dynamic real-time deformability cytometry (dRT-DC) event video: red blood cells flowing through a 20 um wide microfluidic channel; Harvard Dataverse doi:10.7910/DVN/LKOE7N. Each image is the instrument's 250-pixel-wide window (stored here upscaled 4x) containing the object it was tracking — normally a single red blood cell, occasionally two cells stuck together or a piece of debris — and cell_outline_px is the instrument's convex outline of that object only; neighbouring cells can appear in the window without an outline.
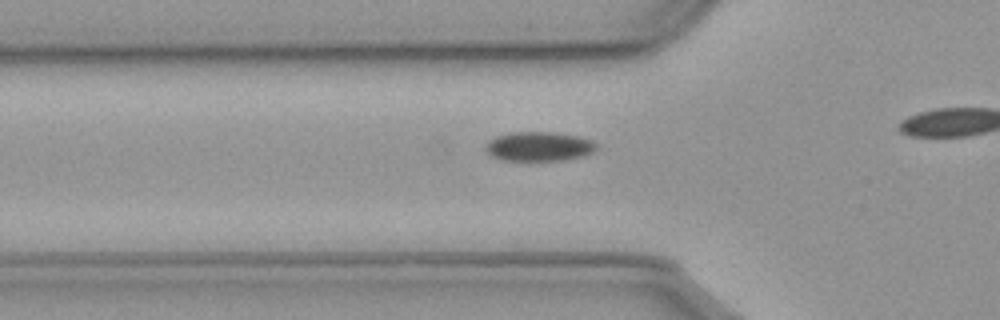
{"species": "common noctule bat (a hibernating species)", "species_latin": "Nyctalus noctula", "temperature_condition": "cold", "stored_images_in_passage": 37, "camera_frame_rate_fps": 3000, "um_per_image_px": 0.085, "animal": {"sex": "male", "body_mass_g": 23.1, "forearm_length_mm": 52.7}, "frame": {"image": 1, "passage_image": 11, "time_ms": 3.333, "image_size_px": [1000, 320], "cell_outline_px": [[596, 148], [592, 152], [580, 156], [560, 160], [504, 160], [492, 156], [484, 148], [488, 140], [496, 136], [512, 132], [552, 132], [580, 136], [592, 140], [596, 144]], "centroid_in_image_um": [45.79, 12.43], "position_along_channel_um": 80.0, "area_um2": 18.79}}
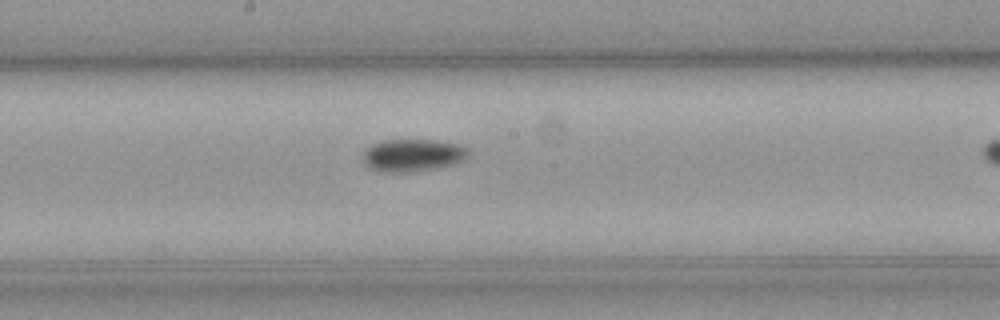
{"frame": {"image": 2, "passage_image": 22, "time_ms": 7.0, "image_size_px": [1000, 320], "cell_outline_px": [[468, 156], [464, 160], [456, 164], [428, 168], [376, 168], [368, 164], [364, 160], [364, 148], [380, 140], [436, 140], [460, 144], [468, 148]], "centroid_in_image_um": [35.19, 13.08], "position_along_channel_um": 213.0, "area_um2": 18.55}}